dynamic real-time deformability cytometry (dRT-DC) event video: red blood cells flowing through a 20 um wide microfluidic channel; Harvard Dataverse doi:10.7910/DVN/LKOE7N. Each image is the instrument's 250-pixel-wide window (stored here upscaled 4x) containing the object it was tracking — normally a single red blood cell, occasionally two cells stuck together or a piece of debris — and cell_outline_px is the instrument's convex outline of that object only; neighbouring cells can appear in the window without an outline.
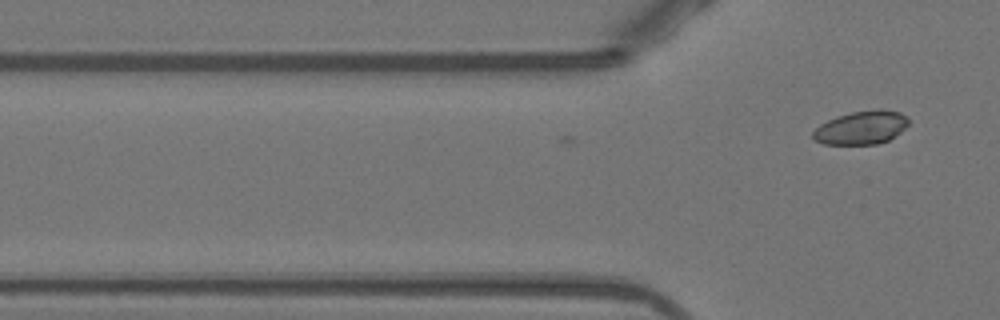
{"species": "Egyptian fruit bat (a non-hibernating species)", "species_latin": "Rousettus aegyptiacus", "temperature_condition": "warm", "stored_images_in_passage": 2, "camera_frame_rate_fps": 3000, "um_per_image_px": 0.085, "animal": {"sex": "female"}, "frame": {"image": 1, "passage_image": 2, "time_ms": 0.333, "image_size_px": [1000, 320], "cell_outline_px": [[908, 124], [900, 132], [888, 140], [876, 144], [824, 144], [816, 140], [812, 136], [812, 132], [820, 124], [836, 116], [852, 112], [880, 108], [884, 108], [900, 112], [908, 120]], "centroid_in_image_um": [73.2, 10.83], "position_along_channel_um": 52.6, "area_um2": 18.55}}